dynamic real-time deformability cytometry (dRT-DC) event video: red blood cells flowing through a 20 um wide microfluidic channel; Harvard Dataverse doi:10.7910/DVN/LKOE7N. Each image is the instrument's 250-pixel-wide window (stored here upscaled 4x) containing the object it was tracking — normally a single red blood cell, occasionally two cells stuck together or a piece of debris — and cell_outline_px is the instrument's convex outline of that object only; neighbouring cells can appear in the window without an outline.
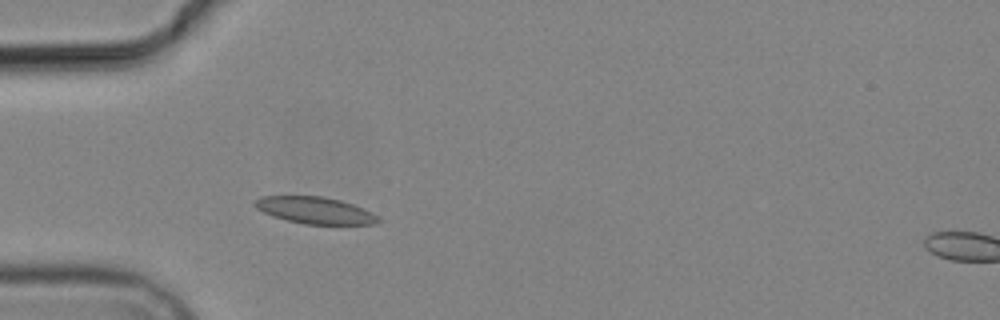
{"species": "common noctule bat (a hibernating species)", "species_latin": "Nyctalus noctula", "temperature_condition": "cold", "stored_images_in_passage": 3, "segment_of_instrument_passage": [1, 2], "camera_frame_rate_fps": 3000, "um_per_image_px": 0.085, "animal": {"sex": "male", "body_mass_g": 19.2, "forearm_length_mm": 51.8}, "frame": {"image": 1, "passage_image": 2, "time_ms": 1.333, "image_size_px": [1000, 320], "cell_outline_px": [[380, 220], [376, 224], [304, 224], [272, 216], [256, 208], [256, 200], [260, 196], [324, 196], [340, 200], [364, 208], [380, 216]], "centroid_in_image_um": [26.83, 17.88], "position_along_channel_um": 58.2, "area_um2": 19.19}}